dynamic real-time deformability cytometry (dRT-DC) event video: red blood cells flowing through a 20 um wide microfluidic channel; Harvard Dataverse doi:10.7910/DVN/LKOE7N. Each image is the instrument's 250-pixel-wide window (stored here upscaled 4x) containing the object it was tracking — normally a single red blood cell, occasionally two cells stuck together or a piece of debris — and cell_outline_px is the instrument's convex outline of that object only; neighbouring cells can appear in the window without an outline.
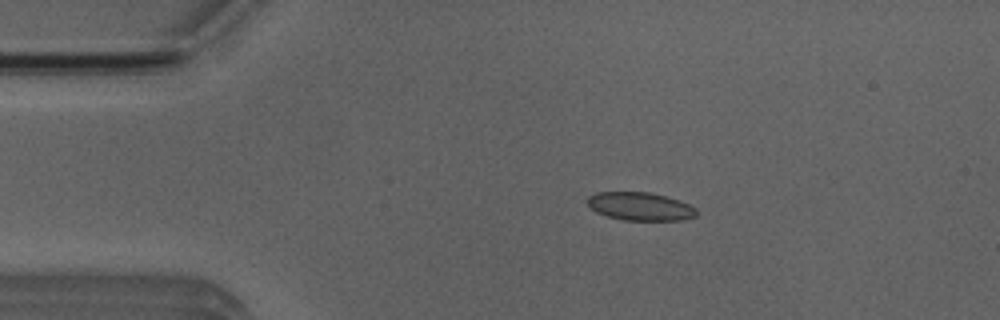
{"species": "Egyptian fruit bat (a non-hibernating species)", "species_latin": "Rousettus aegyptiacus", "temperature_condition": "room temperature", "stored_images_in_passage": 5, "camera_frame_rate_fps": 3000, "um_per_image_px": 0.085, "animal": {"sex": "male"}, "frame": {"image": 1, "passage_image": 3, "time_ms": 2.333, "image_size_px": [1000, 320], "cell_outline_px": [[696, 216], [680, 220], [620, 220], [596, 212], [584, 200], [588, 196], [596, 192], [648, 192], [680, 200], [696, 208]], "centroid_in_image_um": [54.38, 17.54], "position_along_channel_um": 30.6, "area_um2": 17.92}}